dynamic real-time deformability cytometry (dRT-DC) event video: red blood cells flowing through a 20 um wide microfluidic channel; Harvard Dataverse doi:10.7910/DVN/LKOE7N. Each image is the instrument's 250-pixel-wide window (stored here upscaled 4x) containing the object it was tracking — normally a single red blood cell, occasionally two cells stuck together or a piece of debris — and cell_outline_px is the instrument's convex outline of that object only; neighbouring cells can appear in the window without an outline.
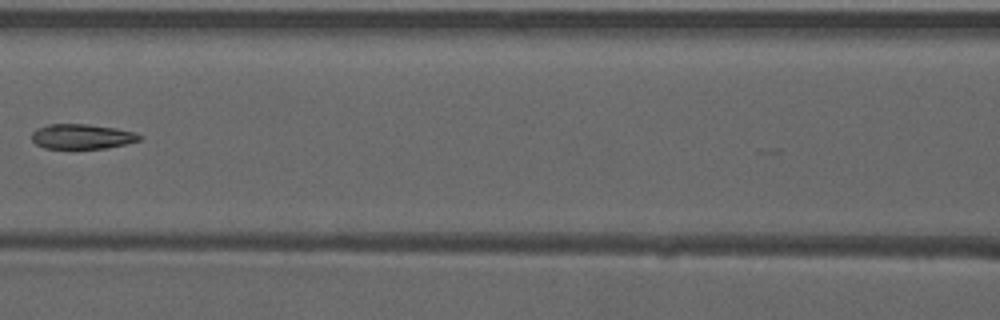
{"species": "common noctule bat (a hibernating species)", "species_latin": "Nyctalus noctula", "temperature_condition": "warm", "stored_images_in_passage": 8, "camera_frame_rate_fps": 3000, "um_per_image_px": 0.085, "animal": {"sex": "male", "forearm_length_mm": 52.5}, "frame": {"image": 1, "passage_image": 7, "time_ms": 2.0, "image_size_px": [1000, 320], "cell_outline_px": [[144, 136], [140, 140], [124, 144], [104, 148], [44, 148], [36, 144], [32, 140], [32, 132], [36, 128], [48, 124], [88, 124], [116, 128], [136, 132]], "centroid_in_image_um": [6.97, 11.59], "position_along_channel_um": 159.6, "area_um2": 15.66}}
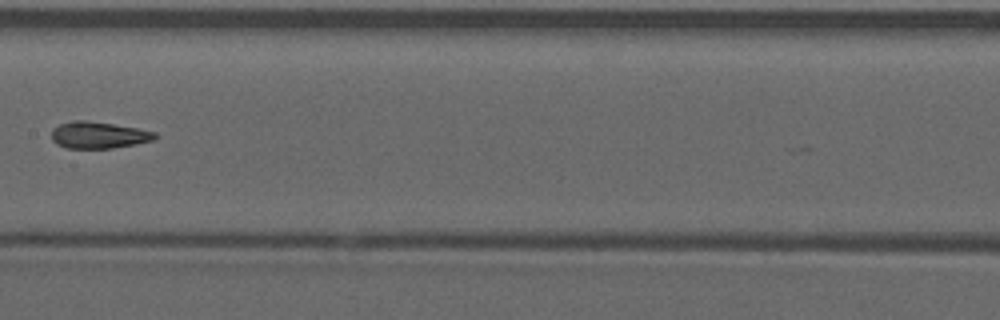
{"frame": {"image": 2, "passage_image": 8, "time_ms": 2.333, "image_size_px": [1000, 320], "cell_outline_px": [[156, 136], [152, 140], [136, 144], [112, 148], [64, 148], [56, 144], [52, 140], [52, 128], [60, 124], [72, 120], [88, 120], [136, 128], [156, 132]], "centroid_in_image_um": [8.33, 11.48], "position_along_channel_um": 199.1, "area_um2": 16.07}}